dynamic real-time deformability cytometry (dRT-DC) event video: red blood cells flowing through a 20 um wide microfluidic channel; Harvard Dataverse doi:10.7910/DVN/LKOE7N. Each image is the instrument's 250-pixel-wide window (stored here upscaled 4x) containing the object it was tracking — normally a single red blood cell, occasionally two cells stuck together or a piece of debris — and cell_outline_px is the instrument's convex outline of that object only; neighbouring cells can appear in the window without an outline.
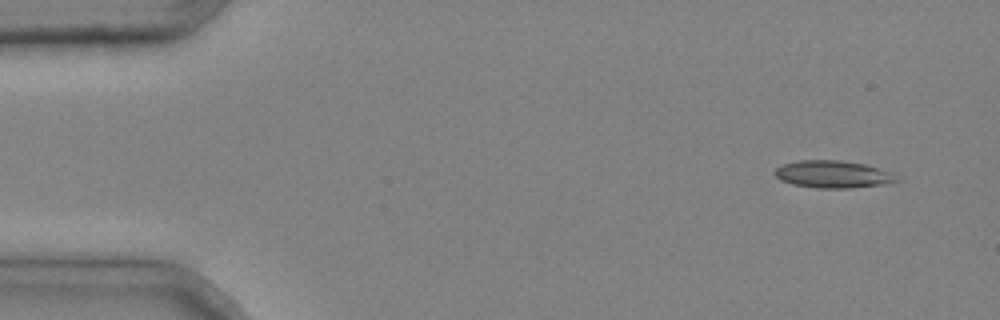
{"species": "common noctule bat (a hibernating species)", "species_latin": "Nyctalus noctula", "temperature_condition": "cold", "stored_images_in_passage": 3, "segment_of_instrument_passage": [2, 2], "camera_frame_rate_fps": 3000, "um_per_image_px": 0.085, "animal": {"sex": "male", "body_mass_g": 20.4}, "frame": {"image": 1, "passage_image": 3, "time_ms": 0.667, "image_size_px": [1000, 320], "cell_outline_px": [[900, 180], [880, 184], [852, 188], [816, 188], [792, 184], [780, 180], [772, 172], [776, 168], [784, 164], [800, 160], [840, 160], [864, 164], [880, 168], [892, 172]], "centroid_in_image_um": [70.78, 14.81], "position_along_channel_um": 14.2, "area_um2": 19.36}}